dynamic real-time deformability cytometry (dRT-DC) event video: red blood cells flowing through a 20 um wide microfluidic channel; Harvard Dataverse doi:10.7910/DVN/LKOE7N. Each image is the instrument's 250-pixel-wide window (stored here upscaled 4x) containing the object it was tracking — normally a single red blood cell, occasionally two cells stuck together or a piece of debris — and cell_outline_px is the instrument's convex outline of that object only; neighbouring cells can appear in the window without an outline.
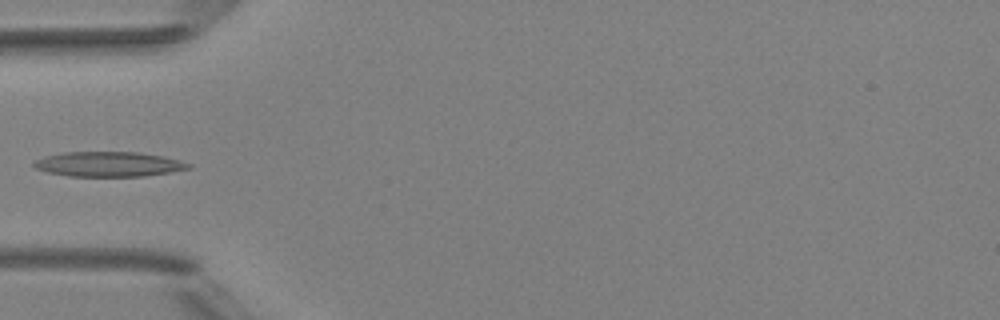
{"species": "Egyptian fruit bat (a non-hibernating species)", "species_latin": "Rousettus aegyptiacus", "temperature_condition": "room temperature", "stored_images_in_passage": 6, "camera_frame_rate_fps": 3000, "um_per_image_px": 0.085, "animal": {"sex": "female"}, "frame": {"image": 1, "passage_image": 5, "time_ms": 4.667, "image_size_px": [1000, 320], "cell_outline_px": [[192, 168], [144, 176], [68, 176], [48, 172], [36, 168], [32, 164], [32, 160], [44, 156], [64, 152], [140, 152], [164, 156], [180, 160], [192, 164]], "centroid_in_image_um": [9.22, 13.94], "position_along_channel_um": 75.8, "area_um2": 22.54}}
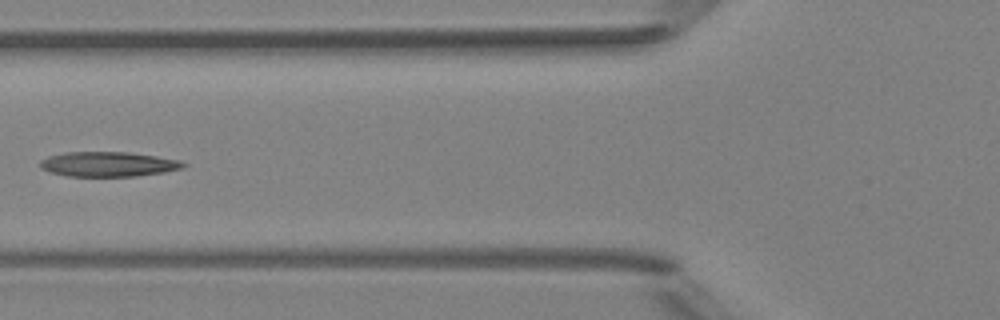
{"frame": {"image": 2, "passage_image": 6, "time_ms": 5.667, "image_size_px": [1000, 320], "cell_outline_px": [[188, 164], [184, 168], [164, 172], [136, 176], [68, 176], [48, 172], [40, 168], [40, 160], [48, 156], [64, 152], [128, 152], [156, 156], [180, 160]], "centroid_in_image_um": [9.19, 13.95], "position_along_channel_um": 116.6, "area_um2": 20.87}}